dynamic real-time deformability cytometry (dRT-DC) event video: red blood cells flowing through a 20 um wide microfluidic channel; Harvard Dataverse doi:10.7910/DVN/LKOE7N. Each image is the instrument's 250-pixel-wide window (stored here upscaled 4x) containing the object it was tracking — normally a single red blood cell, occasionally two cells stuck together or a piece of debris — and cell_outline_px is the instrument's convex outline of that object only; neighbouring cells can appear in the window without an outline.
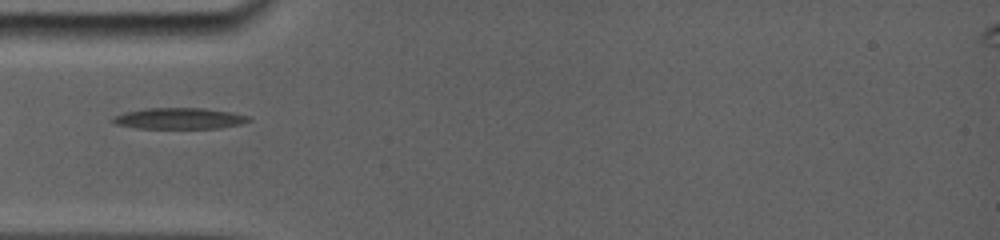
{"species": "common noctule bat (a hibernating species)", "species_latin": "Nyctalus noctula", "temperature_condition": "room temperature", "stored_images_in_passage": 6, "camera_frame_rate_fps": 5000, "um_per_image_px": 0.085, "animal": {"sex": "female", "body_mass_g": 19.0, "forearm_length_mm": 56.7}, "frame": {"image": 1, "passage_image": 1, "time_ms": 0.0, "image_size_px": [1000, 240], "cell_outline_px": [[252, 120], [240, 124], [216, 128], [140, 128], [116, 124], [112, 120], [116, 116], [128, 112], [148, 108], [204, 108], [228, 112], [248, 116]], "centroid_in_image_um": [15.28, 10.07], "position_along_channel_um": 69.7, "area_um2": 16.24}}
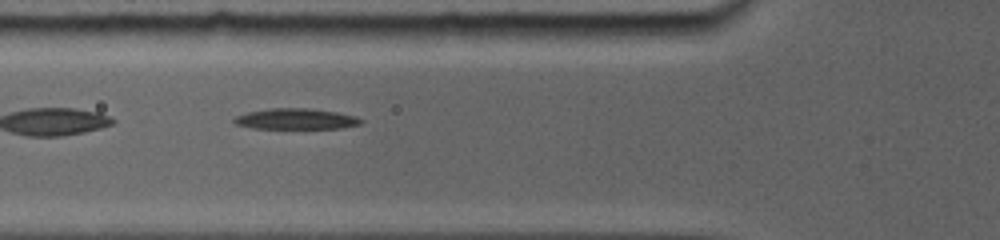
{"frame": {"image": 2, "passage_image": 4, "time_ms": 0.8, "image_size_px": [1000, 240], "cell_outline_px": [[364, 120], [360, 124], [336, 128], [256, 128], [236, 124], [232, 120], [236, 116], [248, 112], [268, 108], [312, 108], [336, 112], [356, 116]], "centroid_in_image_um": [25.16, 10.09], "position_along_channel_um": 100.6, "area_um2": 15.2}}